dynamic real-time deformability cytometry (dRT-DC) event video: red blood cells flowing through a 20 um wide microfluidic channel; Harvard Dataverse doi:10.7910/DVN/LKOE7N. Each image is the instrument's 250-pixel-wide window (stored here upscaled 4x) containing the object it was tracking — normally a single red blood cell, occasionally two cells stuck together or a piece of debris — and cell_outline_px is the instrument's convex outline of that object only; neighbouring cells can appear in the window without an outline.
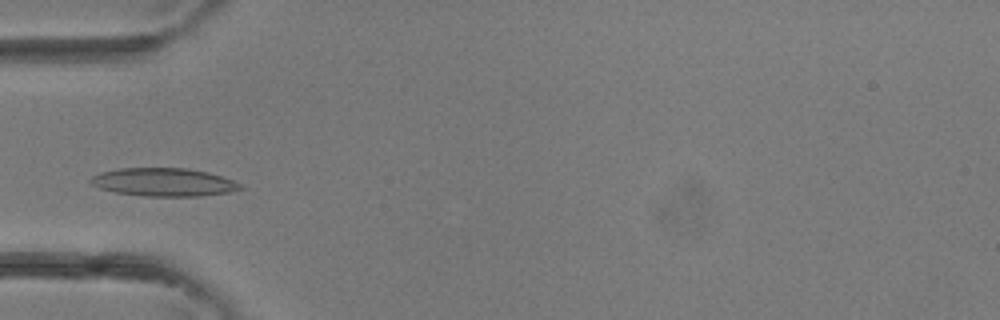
{"species": "common noctule bat (a hibernating species)", "species_latin": "Nyctalus noctula", "temperature_condition": "room temperature", "stored_images_in_passage": 2, "camera_frame_rate_fps": 3000, "um_per_image_px": 0.085, "animal": {"sex": "female"}, "frame": {"image": 1, "passage_image": 2, "time_ms": 0.333, "image_size_px": [1000, 320], "cell_outline_px": [[244, 188], [228, 192], [200, 196], [144, 196], [116, 192], [100, 188], [92, 184], [88, 180], [92, 176], [100, 172], [116, 168], [184, 168], [208, 172], [232, 180], [240, 184]], "centroid_in_image_um": [13.88, 15.48], "position_along_channel_um": 71.1, "area_um2": 24.45}}